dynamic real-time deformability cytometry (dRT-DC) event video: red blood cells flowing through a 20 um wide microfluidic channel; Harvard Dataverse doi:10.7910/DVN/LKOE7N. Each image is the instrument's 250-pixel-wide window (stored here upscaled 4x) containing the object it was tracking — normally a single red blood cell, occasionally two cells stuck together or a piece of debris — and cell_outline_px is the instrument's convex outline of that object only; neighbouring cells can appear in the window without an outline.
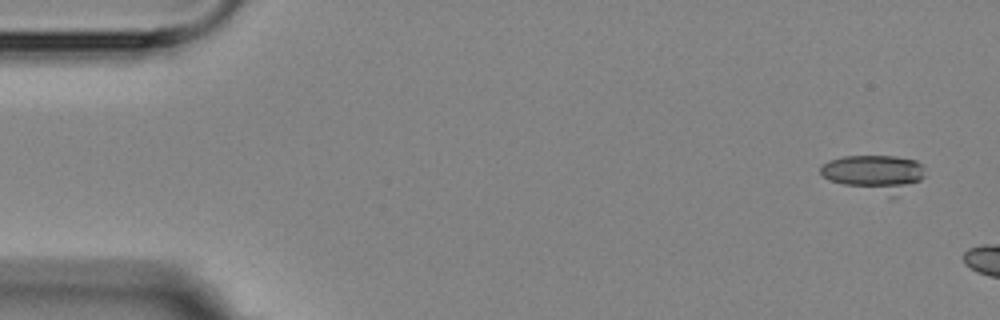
{"species": "Egyptian fruit bat (a non-hibernating species)", "species_latin": "Rousettus aegyptiacus", "temperature_condition": "room temperature", "stored_images_in_passage": 3, "camera_frame_rate_fps": 3000, "um_per_image_px": 0.085, "animal": {"sex": "female"}, "frame": {"image": 1, "passage_image": 1, "time_ms": 0.0, "image_size_px": [1000, 320], "cell_outline_px": [[924, 176], [920, 180], [896, 196], [888, 196], [844, 184], [832, 180], [824, 176], [820, 172], [820, 168], [828, 160], [844, 156], [896, 156], [916, 160], [920, 164]], "centroid_in_image_um": [74.34, 14.71], "position_along_channel_um": 10.7, "area_um2": 21.79}}